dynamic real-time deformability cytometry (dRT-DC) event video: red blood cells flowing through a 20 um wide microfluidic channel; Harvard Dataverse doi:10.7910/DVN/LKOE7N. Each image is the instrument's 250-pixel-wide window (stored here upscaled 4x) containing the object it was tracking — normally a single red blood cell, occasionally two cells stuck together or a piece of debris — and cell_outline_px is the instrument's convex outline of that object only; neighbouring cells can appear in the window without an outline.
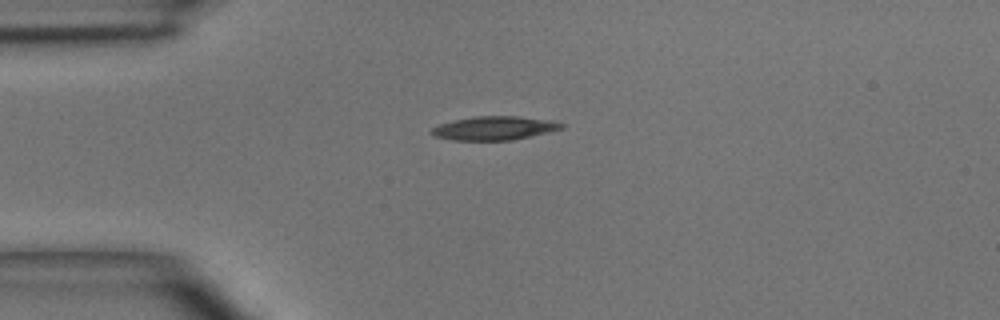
{"species": "common noctule bat (a hibernating species)", "species_latin": "Nyctalus noctula", "temperature_condition": "room temperature", "stored_images_in_passage": 1, "camera_frame_rate_fps": 3000, "um_per_image_px": 0.085, "animal": {"sex": "male", "body_mass_g": 15.6}, "frame": {"image": 1, "passage_image": 1, "time_ms": 0.0, "image_size_px": [1000, 320], "cell_outline_px": [[564, 128], [548, 132], [512, 140], [452, 140], [436, 136], [428, 132], [432, 128], [440, 124], [452, 120], [472, 116], [520, 116], [548, 120], [564, 124]], "centroid_in_image_um": [41.98, 10.88], "position_along_channel_um": 43.0, "area_um2": 17.92}}